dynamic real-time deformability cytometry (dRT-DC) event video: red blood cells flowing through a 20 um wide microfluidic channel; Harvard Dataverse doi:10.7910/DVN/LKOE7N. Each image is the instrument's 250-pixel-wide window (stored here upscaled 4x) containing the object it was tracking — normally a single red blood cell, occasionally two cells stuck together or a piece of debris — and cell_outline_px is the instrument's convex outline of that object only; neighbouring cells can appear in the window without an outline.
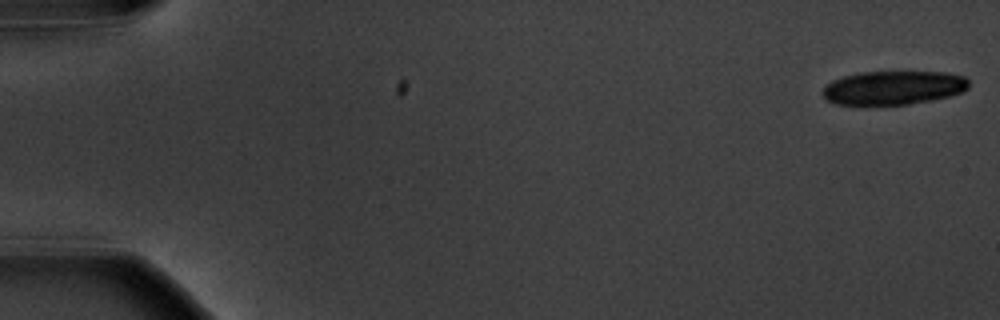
{"species": "common noctule bat (a hibernating species)", "species_latin": "Nyctalus noctula", "temperature_condition": "warm", "stored_images_in_passage": 25, "camera_frame_rate_fps": 3000, "um_per_image_px": 0.085, "animal": {"sex": "male", "body_mass_g": 20.1, "forearm_length_mm": 53.5}, "frame": {"image": 1, "passage_image": 1, "time_ms": 0.0, "image_size_px": [1000, 320], "cell_outline_px": [[968, 88], [960, 92], [948, 96], [932, 100], [908, 104], [836, 104], [828, 100], [824, 96], [824, 88], [832, 80], [844, 76], [860, 72], [944, 72], [964, 76], [968, 80]], "centroid_in_image_um": [75.96, 7.45], "position_along_channel_um": 9.0, "area_um2": 28.38}}